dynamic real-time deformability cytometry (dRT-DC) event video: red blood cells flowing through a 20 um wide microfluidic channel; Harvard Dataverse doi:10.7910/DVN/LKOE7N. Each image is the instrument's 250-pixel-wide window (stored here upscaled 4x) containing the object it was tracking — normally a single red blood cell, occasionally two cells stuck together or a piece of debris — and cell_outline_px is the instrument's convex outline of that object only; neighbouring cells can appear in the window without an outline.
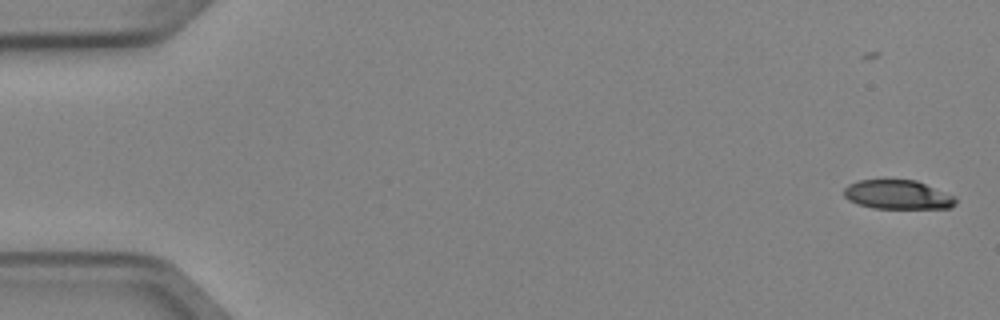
{"species": "Egyptian fruit bat (a non-hibernating species)", "species_latin": "Rousettus aegyptiacus", "temperature_condition": "cold", "stored_images_in_passage": 7, "camera_frame_rate_fps": 3000, "um_per_image_px": 0.085, "animal": {"sex": "female"}, "frame": {"image": 1, "passage_image": 2, "time_ms": 0.333, "image_size_px": [1000, 320], "cell_outline_px": [[956, 204], [952, 208], [872, 208], [856, 204], [848, 200], [844, 196], [844, 188], [848, 184], [856, 180], [916, 180], [956, 196]], "centroid_in_image_um": [76.3, 16.55], "position_along_channel_um": 8.7, "area_um2": 19.13}}